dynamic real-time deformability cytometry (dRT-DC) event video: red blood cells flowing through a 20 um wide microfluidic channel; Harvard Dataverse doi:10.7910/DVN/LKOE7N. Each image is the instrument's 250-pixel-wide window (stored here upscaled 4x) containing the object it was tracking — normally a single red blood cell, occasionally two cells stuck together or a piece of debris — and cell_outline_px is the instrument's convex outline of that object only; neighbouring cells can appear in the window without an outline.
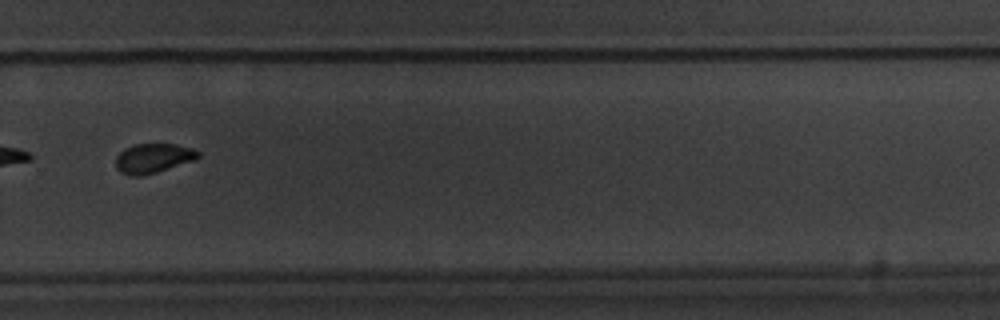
{"species": "common noctule bat (a hibernating species)", "species_latin": "Nyctalus noctula", "temperature_condition": "warm", "stored_images_in_passage": 16, "camera_frame_rate_fps": 3000, "um_per_image_px": 0.085, "animal": {"sex": "male", "body_mass_g": 20.1, "forearm_length_mm": 53.5}, "frame": {"image": 1, "passage_image": 12, "time_ms": 14.0, "image_size_px": [1000, 320], "cell_outline_px": [[200, 156], [196, 160], [144, 176], [132, 176], [120, 172], [116, 168], [116, 156], [124, 148], [136, 144], [176, 144], [192, 148], [200, 152]], "centroid_in_image_um": [13.03, 13.45], "position_along_channel_um": 316.8, "area_um2": 14.33}, "authors_computed_cell_mechanics": {"area_um2": 14.7101, "velocity_mm_per_s": 3.3761, "shape_relaxation_time_tau1_ms": 2.0899, "shape_relaxation_time_tau2_ms": 3.5592, "deformation_change_tau1": 0.1867, "deformation_change_tau2": 0.0722}}